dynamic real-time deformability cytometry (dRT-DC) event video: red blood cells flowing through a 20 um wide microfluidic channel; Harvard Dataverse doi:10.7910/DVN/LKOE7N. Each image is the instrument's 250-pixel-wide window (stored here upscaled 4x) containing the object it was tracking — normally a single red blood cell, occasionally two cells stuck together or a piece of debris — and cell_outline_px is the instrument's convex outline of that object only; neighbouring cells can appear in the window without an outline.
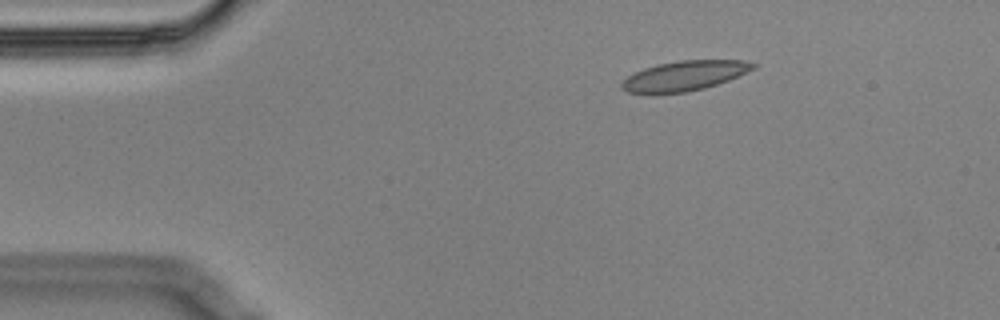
{"species": "Egyptian fruit bat (a non-hibernating species)", "species_latin": "Rousettus aegyptiacus", "temperature_condition": "cold", "stored_images_in_passage": 3, "camera_frame_rate_fps": 3000, "um_per_image_px": 0.085, "animal": {"sex": "male"}, "frame": {"image": 1, "passage_image": 1, "time_ms": 0.0, "image_size_px": [1000, 320], "cell_outline_px": [[756, 68], [728, 80], [704, 88], [688, 92], [652, 96], [648, 96], [628, 92], [620, 88], [620, 84], [628, 76], [644, 68], [656, 64], [680, 60], [744, 60], [756, 64]], "centroid_in_image_um": [58.1, 6.48], "position_along_channel_um": 26.9, "area_um2": 23.41}}